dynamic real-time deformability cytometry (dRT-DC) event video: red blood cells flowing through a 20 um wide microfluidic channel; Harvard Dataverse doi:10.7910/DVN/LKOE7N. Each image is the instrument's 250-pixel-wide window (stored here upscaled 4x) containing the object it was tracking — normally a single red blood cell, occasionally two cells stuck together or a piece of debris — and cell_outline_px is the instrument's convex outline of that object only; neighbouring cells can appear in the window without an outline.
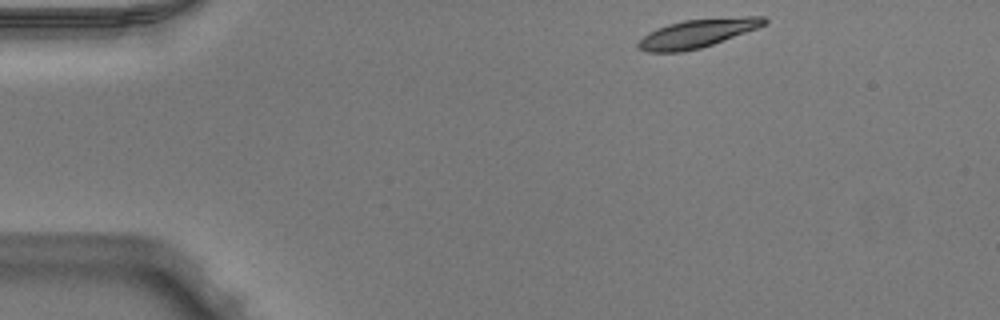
{"species": "Egyptian fruit bat (a non-hibernating species)", "species_latin": "Rousettus aegyptiacus", "temperature_condition": "warm", "stored_images_in_passage": 44, "camera_frame_rate_fps": 3000, "um_per_image_px": 0.085, "animal": {"sex": "male"}, "frame": {"image": 1, "passage_image": 1, "time_ms": 0.0, "image_size_px": [1000, 320], "cell_outline_px": [[768, 20], [764, 24], [756, 28], [712, 44], [700, 48], [680, 52], [648, 52], [640, 48], [636, 44], [648, 32], [656, 28], [668, 24], [684, 20], [744, 16], [764, 16]], "centroid_in_image_um": [59.25, 2.82], "position_along_channel_um": 25.8, "area_um2": 20.58}}
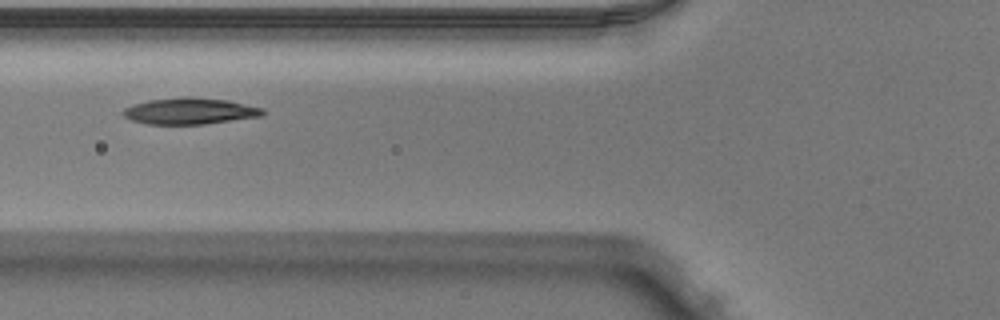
{"frame": {"image": 2, "passage_image": 13, "time_ms": 4.0, "image_size_px": [1000, 320], "cell_outline_px": [[268, 112], [264, 116], [204, 124], [148, 124], [132, 120], [124, 116], [120, 112], [124, 108], [132, 104], [148, 100], [188, 96], [192, 96], [228, 100], [264, 108]], "centroid_in_image_um": [16.17, 9.43], "position_along_channel_um": 109.6, "area_um2": 21.79}}
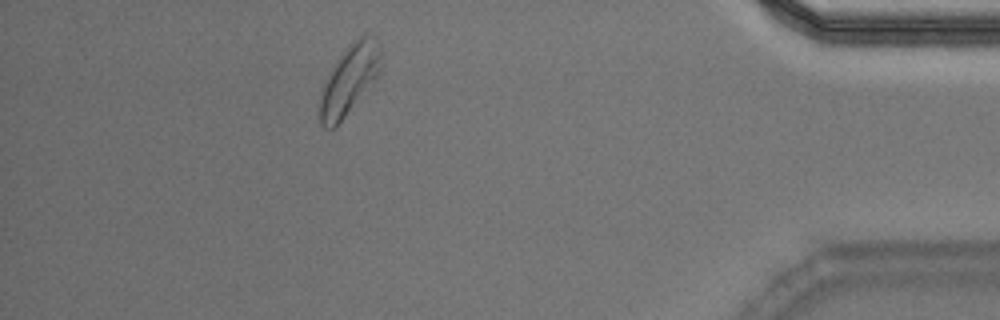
{"frame": {"image": 3, "passage_image": 39, "time_ms": 12.667, "image_size_px": [1000, 320], "cell_outline_px": [[380, 68], [376, 80], [344, 116], [332, 128], [324, 128], [320, 124], [320, 92], [324, 80], [328, 72], [344, 48], [352, 40], [364, 32], [380, 44]], "centroid_in_image_um": [29.67, 6.71], "position_along_channel_um": 405.5, "area_um2": 24.74}, "authors_computed_cell_mechanics": {"area_um2": 21.4149, "velocity_mm_per_s": 3.9364, "shape_relaxation_time_tau1_ms": 2.2416, "shape_relaxation_time_tau2_ms": 3.3143, "deformation_change_tau1": 0.1257, "deformation_change_tau2": 0.0846}}